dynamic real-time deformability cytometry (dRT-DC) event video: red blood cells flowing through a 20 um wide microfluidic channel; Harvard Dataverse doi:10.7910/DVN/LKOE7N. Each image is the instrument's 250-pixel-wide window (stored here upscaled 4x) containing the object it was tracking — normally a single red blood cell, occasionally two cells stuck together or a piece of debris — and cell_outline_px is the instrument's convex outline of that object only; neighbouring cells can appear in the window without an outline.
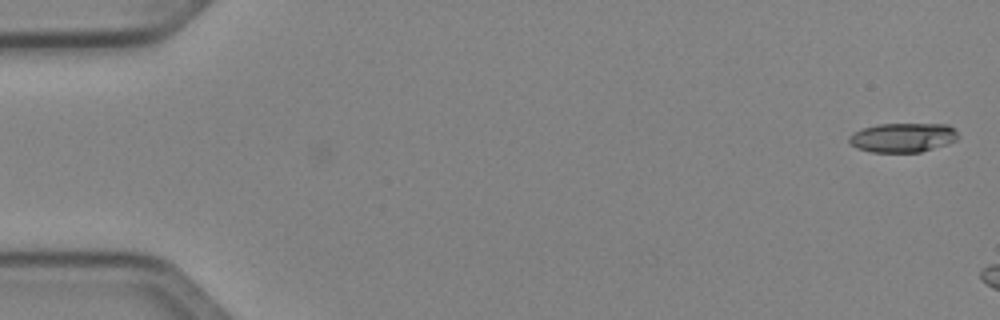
{"species": "Egyptian fruit bat (a non-hibernating species)", "species_latin": "Rousettus aegyptiacus", "temperature_condition": "cold", "stored_images_in_passage": 4, "camera_frame_rate_fps": 3000, "um_per_image_px": 0.085, "animal": {"sex": "female"}, "frame": {"image": 1, "passage_image": 4, "time_ms": 1.0, "image_size_px": [1000, 320], "cell_outline_px": [[956, 140], [948, 144], [920, 152], [872, 152], [856, 148], [848, 144], [848, 136], [852, 132], [876, 124], [948, 124], [956, 132]], "centroid_in_image_um": [76.67, 11.69], "position_along_channel_um": 8.3, "area_um2": 18.67}}